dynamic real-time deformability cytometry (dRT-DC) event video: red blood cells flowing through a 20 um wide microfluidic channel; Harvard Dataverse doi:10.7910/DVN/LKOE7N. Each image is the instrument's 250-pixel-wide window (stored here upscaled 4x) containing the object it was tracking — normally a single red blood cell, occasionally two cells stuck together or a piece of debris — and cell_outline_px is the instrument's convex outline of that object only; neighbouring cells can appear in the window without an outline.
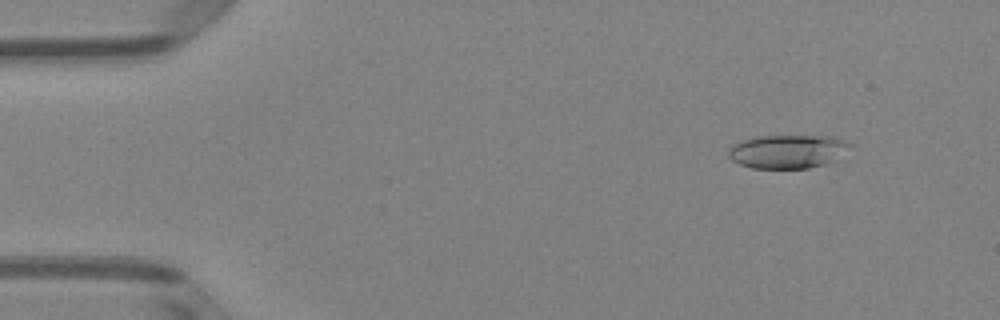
{"species": "Egyptian fruit bat (a non-hibernating species)", "species_latin": "Rousettus aegyptiacus", "temperature_condition": "room temperature", "stored_images_in_passage": 51, "camera_frame_rate_fps": 3000, "um_per_image_px": 0.085, "animal": {"sex": "female"}, "frame": {"image": 1, "passage_image": 6, "time_ms": 1.667, "image_size_px": [1000, 320], "cell_outline_px": [[848, 144], [824, 164], [808, 168], [752, 168], [740, 164], [732, 160], [728, 156], [728, 148], [732, 144], [740, 140], [756, 136], [832, 136], [844, 140]], "centroid_in_image_um": [66.75, 12.86], "position_along_channel_um": 18.2, "area_um2": 23.06}}
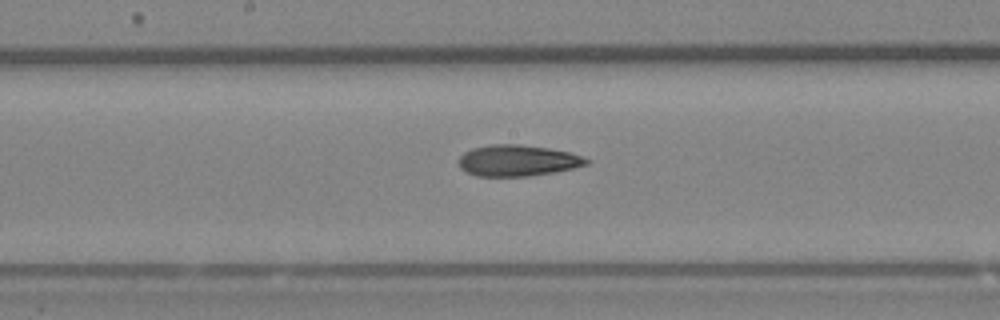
{"frame": {"image": 2, "passage_image": 27, "time_ms": 8.667, "image_size_px": [1000, 320], "cell_outline_px": [[592, 160], [588, 164], [556, 172], [528, 176], [476, 176], [464, 172], [460, 168], [460, 156], [464, 152], [472, 148], [492, 144], [520, 144], [548, 148], [568, 152]], "centroid_in_image_um": [43.98, 13.65], "position_along_channel_um": 204.2, "area_um2": 23.24}}
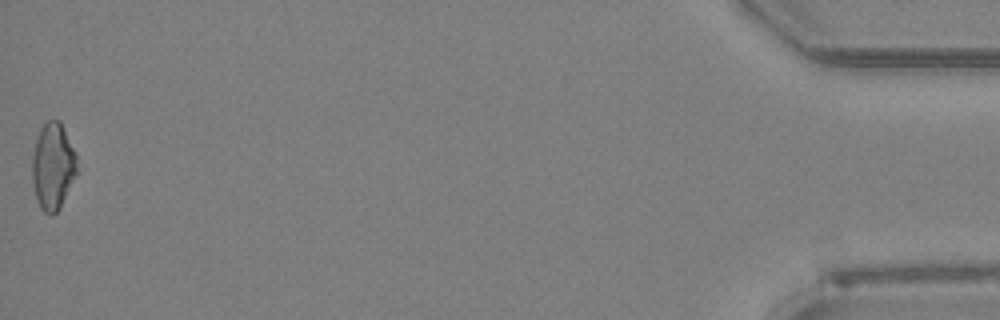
{"frame": {"image": 3, "passage_image": 51, "time_ms": 16.667, "image_size_px": [1000, 320], "cell_outline_px": [[80, 172], [60, 208], [52, 216], [44, 212], [40, 208], [32, 184], [32, 156], [36, 140], [40, 128], [48, 120], [60, 120], [76, 152]], "centroid_in_image_um": [4.54, 14.15], "position_along_channel_um": 430.7, "area_um2": 23.35}, "authors_computed_cell_mechanics": {"area_um2": 23.1778, "velocity_mm_per_s": 4.035, "shape_relaxation_time_tau1_ms": 7.8935, "shape_relaxation_time_tau2_ms": 7.636, "deformation_change_tau1": 0.1676, "deformation_change_tau2": 0.2121}}